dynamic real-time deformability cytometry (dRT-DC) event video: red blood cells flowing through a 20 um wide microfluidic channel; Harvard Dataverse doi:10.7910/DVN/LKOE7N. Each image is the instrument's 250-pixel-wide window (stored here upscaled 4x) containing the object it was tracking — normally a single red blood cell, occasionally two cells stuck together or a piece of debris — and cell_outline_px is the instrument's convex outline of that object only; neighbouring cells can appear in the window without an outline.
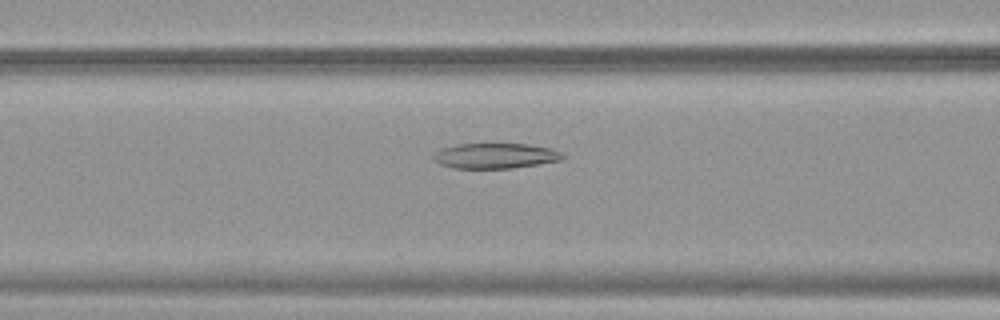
{"species": "common noctule bat (a hibernating species)", "species_latin": "Nyctalus noctula", "temperature_condition": "warm", "stored_images_in_passage": 26, "camera_frame_rate_fps": 3000, "um_per_image_px": 0.085, "animal": {"sex": "female", "body_mass_g": 19.9}, "frame": {"image": 1, "passage_image": 11, "time_ms": 3.333, "image_size_px": [1000, 320], "cell_outline_px": [[568, 156], [564, 160], [512, 168], [452, 168], [440, 164], [432, 160], [432, 156], [440, 148], [456, 144], [528, 144], [548, 148], [560, 152]], "centroid_in_image_um": [42.09, 13.25], "position_along_channel_um": 124.5, "area_um2": 19.19}}
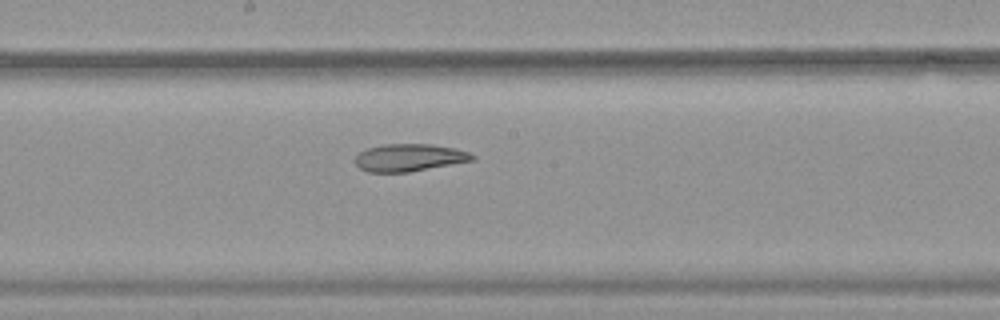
{"frame": {"image": 2, "passage_image": 18, "time_ms": 5.667, "image_size_px": [1000, 320], "cell_outline_px": [[476, 160], [408, 172], [368, 172], [360, 168], [352, 160], [360, 152], [368, 148], [384, 144], [432, 144], [452, 148], [468, 152], [476, 156]], "centroid_in_image_um": [34.78, 13.4], "position_along_channel_um": 213.4, "area_um2": 18.73}}
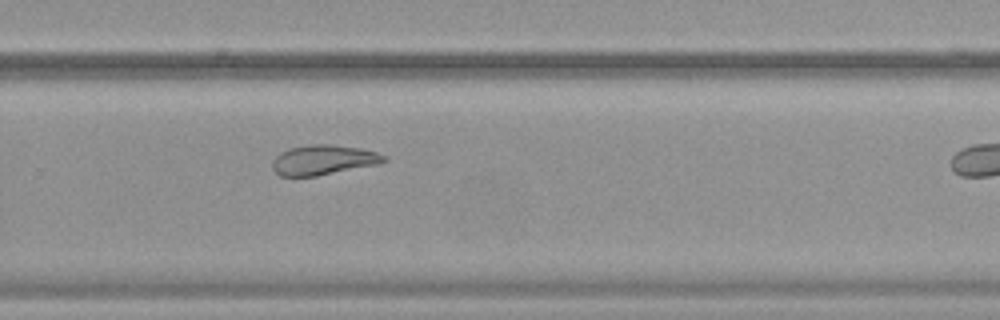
{"frame": {"image": 3, "passage_image": 25, "time_ms": 8.0, "image_size_px": [1000, 320], "cell_outline_px": [[388, 160], [380, 164], [316, 176], [280, 176], [272, 168], [272, 160], [280, 152], [288, 148], [312, 144], [332, 144], [360, 148], [376, 152], [384, 156]], "centroid_in_image_um": [27.48, 13.59], "position_along_channel_um": 302.3, "area_um2": 19.54}}